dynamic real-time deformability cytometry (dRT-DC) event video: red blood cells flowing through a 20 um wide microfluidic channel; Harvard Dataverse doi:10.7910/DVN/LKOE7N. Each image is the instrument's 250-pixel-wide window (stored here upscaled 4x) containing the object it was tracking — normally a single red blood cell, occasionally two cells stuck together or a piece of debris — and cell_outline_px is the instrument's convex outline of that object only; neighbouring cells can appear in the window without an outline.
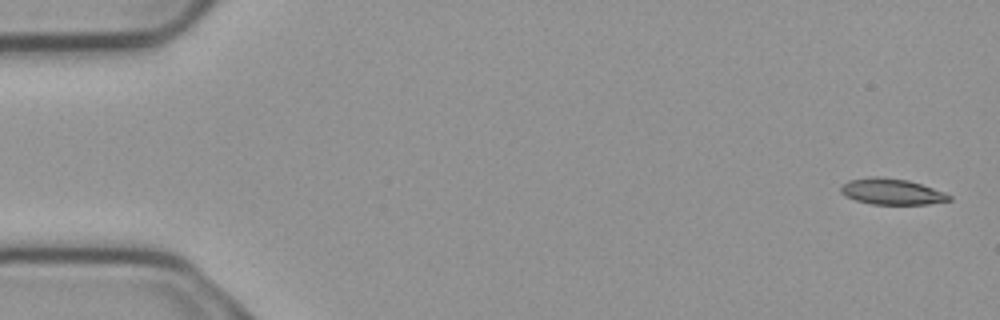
{"species": "common noctule bat (a hibernating species)", "species_latin": "Nyctalus noctula", "temperature_condition": "cold", "stored_images_in_passage": 4, "camera_frame_rate_fps": 3000, "um_per_image_px": 0.085, "animal": {"sex": "male", "body_mass_g": 23.1, "forearm_length_mm": 52.7}, "frame": {"image": 1, "passage_image": 1, "time_ms": 0.0, "image_size_px": [1000, 320], "cell_outline_px": [[952, 200], [928, 204], [872, 204], [856, 200], [844, 196], [840, 192], [840, 188], [848, 180], [876, 176], [908, 180], [944, 192], [952, 196]], "centroid_in_image_um": [75.79, 16.29], "position_along_channel_um": 9.2, "area_um2": 16.3}}
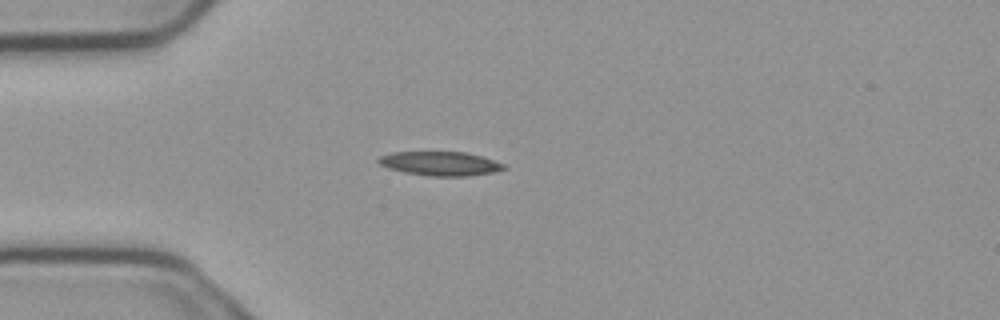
{"frame": {"image": 2, "passage_image": 4, "time_ms": 1.0, "image_size_px": [1000, 320], "cell_outline_px": [[508, 168], [492, 172], [468, 176], [432, 176], [404, 172], [388, 168], [380, 164], [376, 160], [380, 156], [392, 152], [464, 152], [480, 156], [504, 164]], "centroid_in_image_um": [37.39, 13.9], "position_along_channel_um": 47.6, "area_um2": 17.4}}